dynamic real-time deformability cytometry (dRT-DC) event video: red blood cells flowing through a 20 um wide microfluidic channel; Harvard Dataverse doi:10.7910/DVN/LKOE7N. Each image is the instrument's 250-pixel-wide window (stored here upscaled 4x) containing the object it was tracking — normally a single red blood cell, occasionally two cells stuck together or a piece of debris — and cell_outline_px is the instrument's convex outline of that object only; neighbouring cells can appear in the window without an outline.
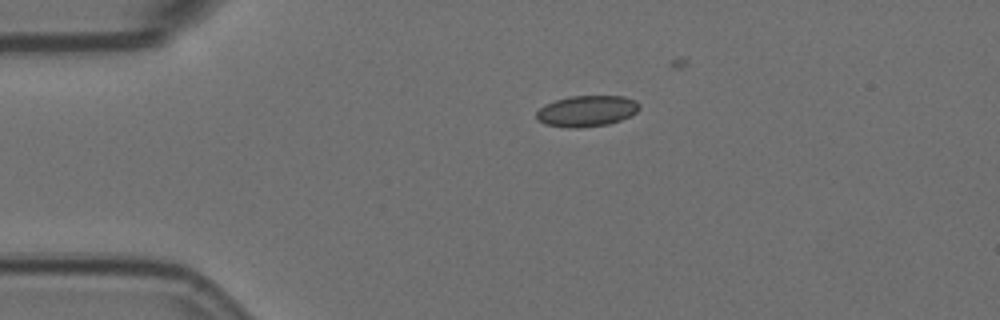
{"species": "Egyptian fruit bat (a non-hibernating species)", "species_latin": "Rousettus aegyptiacus", "temperature_condition": "room temperature", "stored_images_in_passage": 9, "camera_frame_rate_fps": 3000, "um_per_image_px": 0.085, "animal": {"sex": "female"}, "frame": {"image": 1, "passage_image": 1, "time_ms": 0.0, "image_size_px": [1000, 320], "cell_outline_px": [[640, 108], [636, 112], [620, 120], [608, 124], [580, 128], [568, 128], [544, 124], [536, 120], [536, 112], [544, 104], [568, 96], [624, 96], [636, 100], [640, 104]], "centroid_in_image_um": [49.85, 9.44], "position_along_channel_um": 35.2, "area_um2": 18.79}}
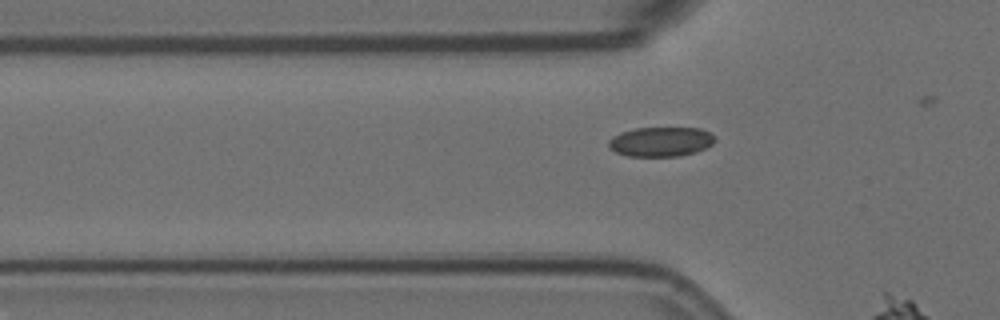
{"frame": {"image": 2, "passage_image": 7, "time_ms": 2.0, "image_size_px": [1000, 320], "cell_outline_px": [[716, 140], [712, 144], [696, 152], [680, 156], [628, 156], [616, 152], [608, 148], [608, 140], [612, 136], [620, 132], [636, 128], [700, 128], [712, 132], [716, 136]], "centroid_in_image_um": [56.18, 12.04], "position_along_channel_um": 69.6, "area_um2": 18.55}}